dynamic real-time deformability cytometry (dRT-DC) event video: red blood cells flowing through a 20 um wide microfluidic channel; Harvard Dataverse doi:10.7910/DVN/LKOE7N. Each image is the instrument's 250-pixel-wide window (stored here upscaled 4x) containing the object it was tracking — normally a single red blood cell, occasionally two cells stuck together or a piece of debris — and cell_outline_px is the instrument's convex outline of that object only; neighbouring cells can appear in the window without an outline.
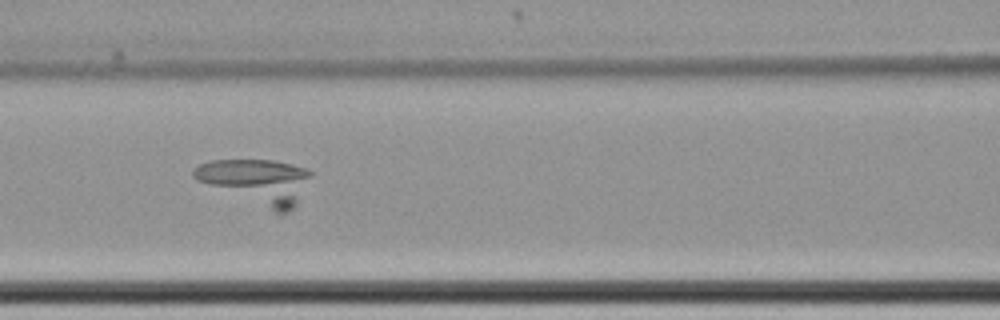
{"species": "common noctule bat (a hibernating species)", "species_latin": "Nyctalus noctula", "temperature_condition": "cold", "stored_images_in_passage": 67, "camera_frame_rate_fps": 3000, "um_per_image_px": 0.085, "animal": {"sex": "female", "body_mass_g": 22.7, "forearm_length_mm": 54.2}, "frame": {"image": 1, "passage_image": 33, "time_ms": 10.667, "image_size_px": [1000, 320], "cell_outline_px": [[312, 176], [296, 204], [288, 212], [276, 212], [196, 180], [192, 176], [192, 172], [200, 164], [212, 160], [272, 160], [292, 164], [308, 168], [312, 172]], "centroid_in_image_um": [21.86, 15.4], "position_along_channel_um": 144.7, "area_um2": 30.17}}